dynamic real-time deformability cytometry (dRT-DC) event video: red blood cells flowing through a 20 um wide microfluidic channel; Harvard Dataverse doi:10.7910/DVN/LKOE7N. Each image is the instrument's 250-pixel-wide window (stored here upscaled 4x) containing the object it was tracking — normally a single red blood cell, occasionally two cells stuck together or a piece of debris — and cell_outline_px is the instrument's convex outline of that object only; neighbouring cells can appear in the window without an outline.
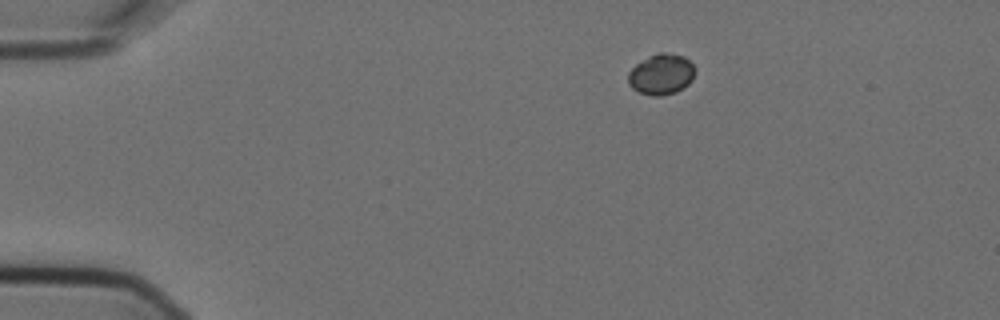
{"species": "Egyptian fruit bat (a non-hibernating species)", "species_latin": "Rousettus aegyptiacus", "temperature_condition": "cold", "stored_images_in_passage": 3, "camera_frame_rate_fps": 3000, "um_per_image_px": 0.085, "animal": {"sex": "female"}, "frame": {"image": 1, "passage_image": 1, "time_ms": 0.0, "image_size_px": [1000, 320], "cell_outline_px": [[696, 72], [692, 80], [688, 84], [676, 92], [660, 96], [652, 96], [640, 92], [632, 88], [628, 84], [628, 72], [636, 64], [648, 56], [660, 52], [664, 52], [684, 56], [696, 68]], "centroid_in_image_um": [56.21, 6.31], "position_along_channel_um": 28.8, "area_um2": 15.95}}